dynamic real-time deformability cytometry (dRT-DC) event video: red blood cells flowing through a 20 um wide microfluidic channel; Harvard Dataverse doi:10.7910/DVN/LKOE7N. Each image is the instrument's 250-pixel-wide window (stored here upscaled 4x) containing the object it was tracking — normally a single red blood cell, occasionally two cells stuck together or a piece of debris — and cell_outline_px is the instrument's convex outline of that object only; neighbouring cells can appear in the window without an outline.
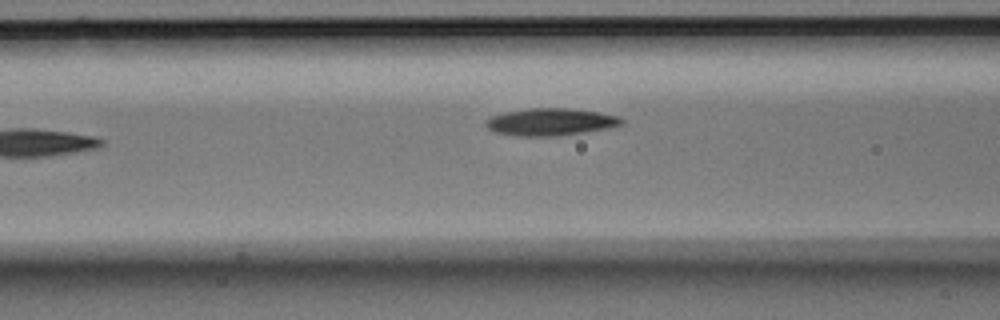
{"species": "Egyptian fruit bat (a non-hibernating species)", "species_latin": "Rousettus aegyptiacus", "temperature_condition": "room temperature", "stored_images_in_passage": 5, "camera_frame_rate_fps": 3000, "um_per_image_px": 0.085, "animal": {"sex": "male"}, "frame": {"image": 1, "passage_image": 3, "time_ms": 0.667, "image_size_px": [1000, 320], "cell_outline_px": [[624, 124], [608, 128], [560, 136], [520, 136], [496, 132], [488, 128], [484, 120], [492, 116], [504, 112], [528, 108], [568, 108], [600, 112], [620, 116], [624, 120]], "centroid_in_image_um": [46.83, 10.36], "position_along_channel_um": 119.8, "area_um2": 21.68}}
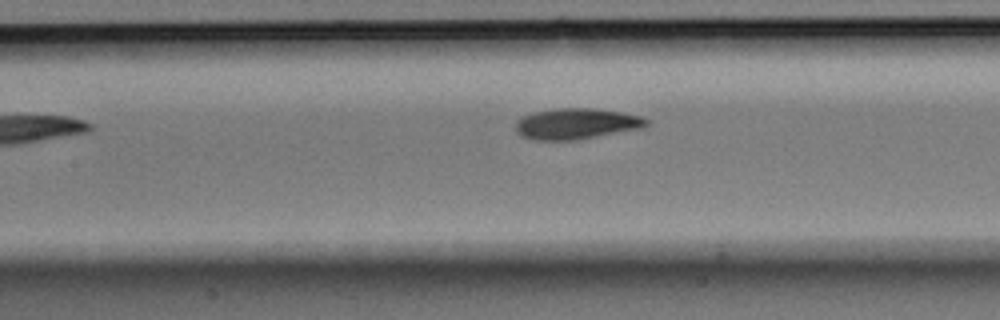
{"frame": {"image": 2, "passage_image": 5, "time_ms": 1.333, "image_size_px": [1000, 320], "cell_outline_px": [[648, 124], [644, 128], [576, 140], [536, 140], [520, 136], [516, 132], [516, 120], [532, 112], [556, 108], [592, 108], [620, 112], [640, 116], [648, 120]], "centroid_in_image_um": [48.97, 10.52], "position_along_channel_um": 158.4, "area_um2": 23.64}}